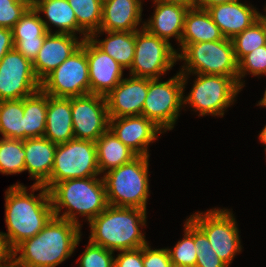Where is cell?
<instances>
[{"label":"cell","instance_id":"cell-1","mask_svg":"<svg viewBox=\"0 0 266 267\" xmlns=\"http://www.w3.org/2000/svg\"><path fill=\"white\" fill-rule=\"evenodd\" d=\"M29 187L17 182L5 191L7 232L2 234L11 251L39 233L54 216L49 190L43 185ZM35 191L39 193L35 194Z\"/></svg>","mask_w":266,"mask_h":267},{"label":"cell","instance_id":"cell-2","mask_svg":"<svg viewBox=\"0 0 266 267\" xmlns=\"http://www.w3.org/2000/svg\"><path fill=\"white\" fill-rule=\"evenodd\" d=\"M80 226L53 216L34 237L12 251L14 267H57L70 258L82 239Z\"/></svg>","mask_w":266,"mask_h":267},{"label":"cell","instance_id":"cell-3","mask_svg":"<svg viewBox=\"0 0 266 267\" xmlns=\"http://www.w3.org/2000/svg\"><path fill=\"white\" fill-rule=\"evenodd\" d=\"M88 224L89 241L112 252L138 249L148 244L142 231V227L147 226V210L108 205Z\"/></svg>","mask_w":266,"mask_h":267},{"label":"cell","instance_id":"cell-4","mask_svg":"<svg viewBox=\"0 0 266 267\" xmlns=\"http://www.w3.org/2000/svg\"><path fill=\"white\" fill-rule=\"evenodd\" d=\"M49 195L54 216L80 227V216L89 223L108 206L102 176L64 180L54 184Z\"/></svg>","mask_w":266,"mask_h":267},{"label":"cell","instance_id":"cell-5","mask_svg":"<svg viewBox=\"0 0 266 267\" xmlns=\"http://www.w3.org/2000/svg\"><path fill=\"white\" fill-rule=\"evenodd\" d=\"M149 157L137 156L102 174L108 205L147 210L149 185Z\"/></svg>","mask_w":266,"mask_h":267},{"label":"cell","instance_id":"cell-6","mask_svg":"<svg viewBox=\"0 0 266 267\" xmlns=\"http://www.w3.org/2000/svg\"><path fill=\"white\" fill-rule=\"evenodd\" d=\"M190 75L196 76L192 88L183 94V110L190 107L198 116L223 117L228 107L236 102L239 92L243 89L232 78L224 75L181 74L183 92ZM188 104V105H187ZM189 106V107H188Z\"/></svg>","mask_w":266,"mask_h":267},{"label":"cell","instance_id":"cell-7","mask_svg":"<svg viewBox=\"0 0 266 267\" xmlns=\"http://www.w3.org/2000/svg\"><path fill=\"white\" fill-rule=\"evenodd\" d=\"M176 51L178 61H183L181 74L224 75L238 83V61L231 39L180 44Z\"/></svg>","mask_w":266,"mask_h":267},{"label":"cell","instance_id":"cell-8","mask_svg":"<svg viewBox=\"0 0 266 267\" xmlns=\"http://www.w3.org/2000/svg\"><path fill=\"white\" fill-rule=\"evenodd\" d=\"M189 218L206 234L218 257L228 266L242 252L240 231L232 209L196 211Z\"/></svg>","mask_w":266,"mask_h":267},{"label":"cell","instance_id":"cell-9","mask_svg":"<svg viewBox=\"0 0 266 267\" xmlns=\"http://www.w3.org/2000/svg\"><path fill=\"white\" fill-rule=\"evenodd\" d=\"M94 176H101L96 143L74 138L57 145L50 178L43 186L49 190L64 180Z\"/></svg>","mask_w":266,"mask_h":267},{"label":"cell","instance_id":"cell-10","mask_svg":"<svg viewBox=\"0 0 266 267\" xmlns=\"http://www.w3.org/2000/svg\"><path fill=\"white\" fill-rule=\"evenodd\" d=\"M183 82L181 73L166 81L149 78V87L142 116L153 121L164 132L174 129L183 108Z\"/></svg>","mask_w":266,"mask_h":267},{"label":"cell","instance_id":"cell-11","mask_svg":"<svg viewBox=\"0 0 266 267\" xmlns=\"http://www.w3.org/2000/svg\"><path fill=\"white\" fill-rule=\"evenodd\" d=\"M178 62V54L168 41L150 34L145 28L135 31V50L129 75L161 78Z\"/></svg>","mask_w":266,"mask_h":267},{"label":"cell","instance_id":"cell-12","mask_svg":"<svg viewBox=\"0 0 266 267\" xmlns=\"http://www.w3.org/2000/svg\"><path fill=\"white\" fill-rule=\"evenodd\" d=\"M41 89L53 97H77L90 94L86 51L79 47L42 82Z\"/></svg>","mask_w":266,"mask_h":267},{"label":"cell","instance_id":"cell-13","mask_svg":"<svg viewBox=\"0 0 266 267\" xmlns=\"http://www.w3.org/2000/svg\"><path fill=\"white\" fill-rule=\"evenodd\" d=\"M41 89L32 62L15 48L0 61V101L23 99Z\"/></svg>","mask_w":266,"mask_h":267},{"label":"cell","instance_id":"cell-14","mask_svg":"<svg viewBox=\"0 0 266 267\" xmlns=\"http://www.w3.org/2000/svg\"><path fill=\"white\" fill-rule=\"evenodd\" d=\"M71 112L75 139L96 142L109 129L105 96L90 93L71 97Z\"/></svg>","mask_w":266,"mask_h":267},{"label":"cell","instance_id":"cell-15","mask_svg":"<svg viewBox=\"0 0 266 267\" xmlns=\"http://www.w3.org/2000/svg\"><path fill=\"white\" fill-rule=\"evenodd\" d=\"M81 47L88 61L90 93L106 97L124 78L125 69L89 37L82 41Z\"/></svg>","mask_w":266,"mask_h":267},{"label":"cell","instance_id":"cell-16","mask_svg":"<svg viewBox=\"0 0 266 267\" xmlns=\"http://www.w3.org/2000/svg\"><path fill=\"white\" fill-rule=\"evenodd\" d=\"M109 129L138 156L150 157L149 145L165 133L145 116H125L109 119Z\"/></svg>","mask_w":266,"mask_h":267},{"label":"cell","instance_id":"cell-17","mask_svg":"<svg viewBox=\"0 0 266 267\" xmlns=\"http://www.w3.org/2000/svg\"><path fill=\"white\" fill-rule=\"evenodd\" d=\"M148 87L149 78H123L106 96L109 118L141 115Z\"/></svg>","mask_w":266,"mask_h":267},{"label":"cell","instance_id":"cell-18","mask_svg":"<svg viewBox=\"0 0 266 267\" xmlns=\"http://www.w3.org/2000/svg\"><path fill=\"white\" fill-rule=\"evenodd\" d=\"M82 41L79 36L67 33H48L32 62L34 73L40 83L81 47Z\"/></svg>","mask_w":266,"mask_h":267},{"label":"cell","instance_id":"cell-19","mask_svg":"<svg viewBox=\"0 0 266 267\" xmlns=\"http://www.w3.org/2000/svg\"><path fill=\"white\" fill-rule=\"evenodd\" d=\"M250 4L239 0L211 6L207 11L224 37L233 39L261 17L262 13Z\"/></svg>","mask_w":266,"mask_h":267},{"label":"cell","instance_id":"cell-20","mask_svg":"<svg viewBox=\"0 0 266 267\" xmlns=\"http://www.w3.org/2000/svg\"><path fill=\"white\" fill-rule=\"evenodd\" d=\"M142 11L143 0H103L99 30L124 32L141 30L144 28Z\"/></svg>","mask_w":266,"mask_h":267},{"label":"cell","instance_id":"cell-21","mask_svg":"<svg viewBox=\"0 0 266 267\" xmlns=\"http://www.w3.org/2000/svg\"><path fill=\"white\" fill-rule=\"evenodd\" d=\"M154 12L144 21V28L152 35L162 38L169 43L176 39L180 47L184 20L189 8L179 4L165 3L153 0Z\"/></svg>","mask_w":266,"mask_h":267},{"label":"cell","instance_id":"cell-22","mask_svg":"<svg viewBox=\"0 0 266 267\" xmlns=\"http://www.w3.org/2000/svg\"><path fill=\"white\" fill-rule=\"evenodd\" d=\"M11 30L14 48L33 62L49 33L41 20V14L30 7Z\"/></svg>","mask_w":266,"mask_h":267},{"label":"cell","instance_id":"cell-23","mask_svg":"<svg viewBox=\"0 0 266 267\" xmlns=\"http://www.w3.org/2000/svg\"><path fill=\"white\" fill-rule=\"evenodd\" d=\"M33 8L38 13H43L44 18L46 16L45 19L41 16V20L49 33H67L75 36L79 34L83 40L89 37L77 24L74 10L68 0H35ZM51 27L58 29L52 31Z\"/></svg>","mask_w":266,"mask_h":267},{"label":"cell","instance_id":"cell-24","mask_svg":"<svg viewBox=\"0 0 266 267\" xmlns=\"http://www.w3.org/2000/svg\"><path fill=\"white\" fill-rule=\"evenodd\" d=\"M56 147L44 136L24 140L25 172L35 180L33 184L43 185L50 178Z\"/></svg>","mask_w":266,"mask_h":267},{"label":"cell","instance_id":"cell-25","mask_svg":"<svg viewBox=\"0 0 266 267\" xmlns=\"http://www.w3.org/2000/svg\"><path fill=\"white\" fill-rule=\"evenodd\" d=\"M71 114V97L63 98L48 95L44 137L57 145L74 139Z\"/></svg>","mask_w":266,"mask_h":267},{"label":"cell","instance_id":"cell-26","mask_svg":"<svg viewBox=\"0 0 266 267\" xmlns=\"http://www.w3.org/2000/svg\"><path fill=\"white\" fill-rule=\"evenodd\" d=\"M106 38H99L102 35ZM89 38L105 53L115 59L125 70L130 69L135 50V31H102L93 32Z\"/></svg>","mask_w":266,"mask_h":267},{"label":"cell","instance_id":"cell-27","mask_svg":"<svg viewBox=\"0 0 266 267\" xmlns=\"http://www.w3.org/2000/svg\"><path fill=\"white\" fill-rule=\"evenodd\" d=\"M224 38L207 10L196 7L187 11L180 44L218 41Z\"/></svg>","mask_w":266,"mask_h":267},{"label":"cell","instance_id":"cell-28","mask_svg":"<svg viewBox=\"0 0 266 267\" xmlns=\"http://www.w3.org/2000/svg\"><path fill=\"white\" fill-rule=\"evenodd\" d=\"M95 143L101 176L111 169L131 162L138 156L133 150L123 144L110 129L104 132Z\"/></svg>","mask_w":266,"mask_h":267},{"label":"cell","instance_id":"cell-29","mask_svg":"<svg viewBox=\"0 0 266 267\" xmlns=\"http://www.w3.org/2000/svg\"><path fill=\"white\" fill-rule=\"evenodd\" d=\"M47 103L48 95L42 89L23 98L25 139L44 136Z\"/></svg>","mask_w":266,"mask_h":267},{"label":"cell","instance_id":"cell-30","mask_svg":"<svg viewBox=\"0 0 266 267\" xmlns=\"http://www.w3.org/2000/svg\"><path fill=\"white\" fill-rule=\"evenodd\" d=\"M23 99L0 101V135L25 140Z\"/></svg>","mask_w":266,"mask_h":267},{"label":"cell","instance_id":"cell-31","mask_svg":"<svg viewBox=\"0 0 266 267\" xmlns=\"http://www.w3.org/2000/svg\"><path fill=\"white\" fill-rule=\"evenodd\" d=\"M24 140L0 138V173L20 174L25 171Z\"/></svg>","mask_w":266,"mask_h":267},{"label":"cell","instance_id":"cell-32","mask_svg":"<svg viewBox=\"0 0 266 267\" xmlns=\"http://www.w3.org/2000/svg\"><path fill=\"white\" fill-rule=\"evenodd\" d=\"M183 227L184 236L173 248H166L173 267H195L197 254L194 244V222L188 217Z\"/></svg>","mask_w":266,"mask_h":267},{"label":"cell","instance_id":"cell-33","mask_svg":"<svg viewBox=\"0 0 266 267\" xmlns=\"http://www.w3.org/2000/svg\"><path fill=\"white\" fill-rule=\"evenodd\" d=\"M74 10L77 24L90 36L100 29L103 0H68Z\"/></svg>","mask_w":266,"mask_h":267},{"label":"cell","instance_id":"cell-34","mask_svg":"<svg viewBox=\"0 0 266 267\" xmlns=\"http://www.w3.org/2000/svg\"><path fill=\"white\" fill-rule=\"evenodd\" d=\"M231 40L236 60L239 61L256 48L266 45V21L260 17L250 27Z\"/></svg>","mask_w":266,"mask_h":267},{"label":"cell","instance_id":"cell-35","mask_svg":"<svg viewBox=\"0 0 266 267\" xmlns=\"http://www.w3.org/2000/svg\"><path fill=\"white\" fill-rule=\"evenodd\" d=\"M266 76V45L256 48L238 61V85L245 87V76Z\"/></svg>","mask_w":266,"mask_h":267},{"label":"cell","instance_id":"cell-36","mask_svg":"<svg viewBox=\"0 0 266 267\" xmlns=\"http://www.w3.org/2000/svg\"><path fill=\"white\" fill-rule=\"evenodd\" d=\"M195 267H228L216 254L206 234L194 223Z\"/></svg>","mask_w":266,"mask_h":267},{"label":"cell","instance_id":"cell-37","mask_svg":"<svg viewBox=\"0 0 266 267\" xmlns=\"http://www.w3.org/2000/svg\"><path fill=\"white\" fill-rule=\"evenodd\" d=\"M77 259L78 267H114V252L88 241Z\"/></svg>","mask_w":266,"mask_h":267},{"label":"cell","instance_id":"cell-38","mask_svg":"<svg viewBox=\"0 0 266 267\" xmlns=\"http://www.w3.org/2000/svg\"><path fill=\"white\" fill-rule=\"evenodd\" d=\"M30 7L18 0H0V27L12 29Z\"/></svg>","mask_w":266,"mask_h":267},{"label":"cell","instance_id":"cell-39","mask_svg":"<svg viewBox=\"0 0 266 267\" xmlns=\"http://www.w3.org/2000/svg\"><path fill=\"white\" fill-rule=\"evenodd\" d=\"M143 246L144 267H173L167 248H153L149 245Z\"/></svg>","mask_w":266,"mask_h":267},{"label":"cell","instance_id":"cell-40","mask_svg":"<svg viewBox=\"0 0 266 267\" xmlns=\"http://www.w3.org/2000/svg\"><path fill=\"white\" fill-rule=\"evenodd\" d=\"M114 257V267H144L143 246L138 249L119 251Z\"/></svg>","mask_w":266,"mask_h":267},{"label":"cell","instance_id":"cell-41","mask_svg":"<svg viewBox=\"0 0 266 267\" xmlns=\"http://www.w3.org/2000/svg\"><path fill=\"white\" fill-rule=\"evenodd\" d=\"M14 48L12 30L0 27V61L2 58Z\"/></svg>","mask_w":266,"mask_h":267},{"label":"cell","instance_id":"cell-42","mask_svg":"<svg viewBox=\"0 0 266 267\" xmlns=\"http://www.w3.org/2000/svg\"><path fill=\"white\" fill-rule=\"evenodd\" d=\"M12 265V251L9 249L5 237L0 232V267H9Z\"/></svg>","mask_w":266,"mask_h":267},{"label":"cell","instance_id":"cell-43","mask_svg":"<svg viewBox=\"0 0 266 267\" xmlns=\"http://www.w3.org/2000/svg\"><path fill=\"white\" fill-rule=\"evenodd\" d=\"M165 3L179 4L185 6L186 8H196L198 6L199 0H155Z\"/></svg>","mask_w":266,"mask_h":267},{"label":"cell","instance_id":"cell-44","mask_svg":"<svg viewBox=\"0 0 266 267\" xmlns=\"http://www.w3.org/2000/svg\"><path fill=\"white\" fill-rule=\"evenodd\" d=\"M234 1H239V0H199L197 7L207 10L211 6H214L217 4L234 2Z\"/></svg>","mask_w":266,"mask_h":267},{"label":"cell","instance_id":"cell-45","mask_svg":"<svg viewBox=\"0 0 266 267\" xmlns=\"http://www.w3.org/2000/svg\"><path fill=\"white\" fill-rule=\"evenodd\" d=\"M258 136H259L258 137L259 141L262 142V144L265 145V147H266V125L260 131Z\"/></svg>","mask_w":266,"mask_h":267},{"label":"cell","instance_id":"cell-46","mask_svg":"<svg viewBox=\"0 0 266 267\" xmlns=\"http://www.w3.org/2000/svg\"><path fill=\"white\" fill-rule=\"evenodd\" d=\"M257 106H261L262 108H266V90H264V94H263V98H261L258 101V104H256Z\"/></svg>","mask_w":266,"mask_h":267},{"label":"cell","instance_id":"cell-47","mask_svg":"<svg viewBox=\"0 0 266 267\" xmlns=\"http://www.w3.org/2000/svg\"><path fill=\"white\" fill-rule=\"evenodd\" d=\"M18 1L26 2V3H28L31 7H33V4H34V0H18Z\"/></svg>","mask_w":266,"mask_h":267},{"label":"cell","instance_id":"cell-48","mask_svg":"<svg viewBox=\"0 0 266 267\" xmlns=\"http://www.w3.org/2000/svg\"><path fill=\"white\" fill-rule=\"evenodd\" d=\"M263 12H265L264 14H261V17L266 21V5H265V7H264V11Z\"/></svg>","mask_w":266,"mask_h":267}]
</instances>
